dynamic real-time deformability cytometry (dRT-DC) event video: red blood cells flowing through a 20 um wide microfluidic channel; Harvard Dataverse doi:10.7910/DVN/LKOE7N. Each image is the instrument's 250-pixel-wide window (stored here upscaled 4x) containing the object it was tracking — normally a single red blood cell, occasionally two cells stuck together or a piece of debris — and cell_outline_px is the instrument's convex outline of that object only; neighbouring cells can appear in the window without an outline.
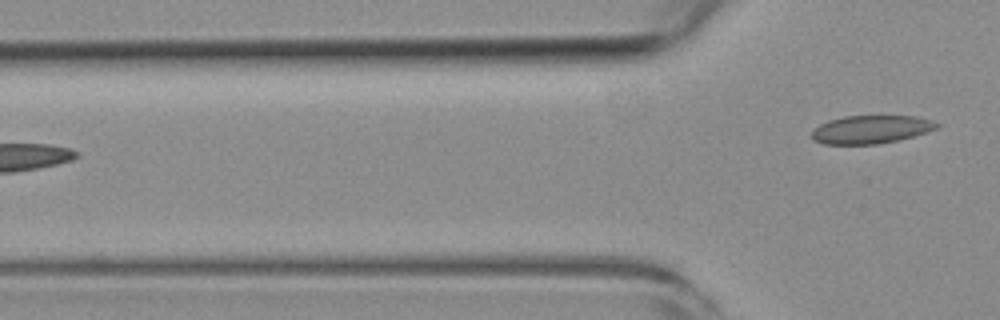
{"species": "common noctule bat (a hibernating species)", "species_latin": "Nyctalus noctula", "temperature_condition": "room temperature", "stored_images_in_passage": 7, "camera_frame_rate_fps": 3000, "um_per_image_px": 0.085, "animal": {"sex": "female", "body_mass_g": 19.3, "forearm_length_mm": 54.1}, "frame": {"image": 1, "passage_image": 7, "time_ms": 7.0, "image_size_px": [1000, 320], "cell_outline_px": [[940, 124], [936, 128], [928, 132], [896, 140], [876, 144], [824, 144], [812, 140], [812, 132], [820, 124], [828, 120], [844, 116], [916, 116], [932, 120]], "centroid_in_image_um": [74.02, 11.0], "position_along_channel_um": 51.8, "area_um2": 20.4}}